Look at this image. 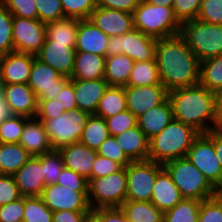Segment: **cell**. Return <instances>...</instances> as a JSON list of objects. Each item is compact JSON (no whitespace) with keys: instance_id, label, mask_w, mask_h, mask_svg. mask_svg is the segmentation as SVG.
Here are the masks:
<instances>
[{"instance_id":"obj_4","label":"cell","mask_w":222,"mask_h":222,"mask_svg":"<svg viewBox=\"0 0 222 222\" xmlns=\"http://www.w3.org/2000/svg\"><path fill=\"white\" fill-rule=\"evenodd\" d=\"M163 168L179 188L183 198L203 201L219 193L186 157L168 161L163 164Z\"/></svg>"},{"instance_id":"obj_39","label":"cell","mask_w":222,"mask_h":222,"mask_svg":"<svg viewBox=\"0 0 222 222\" xmlns=\"http://www.w3.org/2000/svg\"><path fill=\"white\" fill-rule=\"evenodd\" d=\"M41 168H43L46 186L56 184L64 168L63 160L58 150H52L41 155Z\"/></svg>"},{"instance_id":"obj_10","label":"cell","mask_w":222,"mask_h":222,"mask_svg":"<svg viewBox=\"0 0 222 222\" xmlns=\"http://www.w3.org/2000/svg\"><path fill=\"white\" fill-rule=\"evenodd\" d=\"M163 165L151 160L131 161L126 166L127 193L125 200L150 202L157 174Z\"/></svg>"},{"instance_id":"obj_58","label":"cell","mask_w":222,"mask_h":222,"mask_svg":"<svg viewBox=\"0 0 222 222\" xmlns=\"http://www.w3.org/2000/svg\"><path fill=\"white\" fill-rule=\"evenodd\" d=\"M57 96L59 104L64 107L65 111L77 109L73 79H70Z\"/></svg>"},{"instance_id":"obj_13","label":"cell","mask_w":222,"mask_h":222,"mask_svg":"<svg viewBox=\"0 0 222 222\" xmlns=\"http://www.w3.org/2000/svg\"><path fill=\"white\" fill-rule=\"evenodd\" d=\"M12 39L14 51L36 55L46 39V24L38 19L13 16Z\"/></svg>"},{"instance_id":"obj_63","label":"cell","mask_w":222,"mask_h":222,"mask_svg":"<svg viewBox=\"0 0 222 222\" xmlns=\"http://www.w3.org/2000/svg\"><path fill=\"white\" fill-rule=\"evenodd\" d=\"M219 128L222 130V119L220 120V126Z\"/></svg>"},{"instance_id":"obj_45","label":"cell","mask_w":222,"mask_h":222,"mask_svg":"<svg viewBox=\"0 0 222 222\" xmlns=\"http://www.w3.org/2000/svg\"><path fill=\"white\" fill-rule=\"evenodd\" d=\"M105 121L109 135L114 137L137 126V117H135L129 110L119 112L113 117L106 118Z\"/></svg>"},{"instance_id":"obj_44","label":"cell","mask_w":222,"mask_h":222,"mask_svg":"<svg viewBox=\"0 0 222 222\" xmlns=\"http://www.w3.org/2000/svg\"><path fill=\"white\" fill-rule=\"evenodd\" d=\"M198 222H222V192L201 201Z\"/></svg>"},{"instance_id":"obj_6","label":"cell","mask_w":222,"mask_h":222,"mask_svg":"<svg viewBox=\"0 0 222 222\" xmlns=\"http://www.w3.org/2000/svg\"><path fill=\"white\" fill-rule=\"evenodd\" d=\"M199 62L222 54V25L187 20L180 33Z\"/></svg>"},{"instance_id":"obj_27","label":"cell","mask_w":222,"mask_h":222,"mask_svg":"<svg viewBox=\"0 0 222 222\" xmlns=\"http://www.w3.org/2000/svg\"><path fill=\"white\" fill-rule=\"evenodd\" d=\"M117 143L131 161H146L149 156V139L135 126L115 136Z\"/></svg>"},{"instance_id":"obj_24","label":"cell","mask_w":222,"mask_h":222,"mask_svg":"<svg viewBox=\"0 0 222 222\" xmlns=\"http://www.w3.org/2000/svg\"><path fill=\"white\" fill-rule=\"evenodd\" d=\"M19 144L32 156L43 155L54 150L43 122L36 117L26 120Z\"/></svg>"},{"instance_id":"obj_28","label":"cell","mask_w":222,"mask_h":222,"mask_svg":"<svg viewBox=\"0 0 222 222\" xmlns=\"http://www.w3.org/2000/svg\"><path fill=\"white\" fill-rule=\"evenodd\" d=\"M106 57L89 53L76 52L74 69L70 79L95 80L104 78Z\"/></svg>"},{"instance_id":"obj_14","label":"cell","mask_w":222,"mask_h":222,"mask_svg":"<svg viewBox=\"0 0 222 222\" xmlns=\"http://www.w3.org/2000/svg\"><path fill=\"white\" fill-rule=\"evenodd\" d=\"M52 211H91L88 203V188H68L53 184L46 186L40 196Z\"/></svg>"},{"instance_id":"obj_56","label":"cell","mask_w":222,"mask_h":222,"mask_svg":"<svg viewBox=\"0 0 222 222\" xmlns=\"http://www.w3.org/2000/svg\"><path fill=\"white\" fill-rule=\"evenodd\" d=\"M140 2L141 0H96V6L133 13Z\"/></svg>"},{"instance_id":"obj_20","label":"cell","mask_w":222,"mask_h":222,"mask_svg":"<svg viewBox=\"0 0 222 222\" xmlns=\"http://www.w3.org/2000/svg\"><path fill=\"white\" fill-rule=\"evenodd\" d=\"M75 55V47L55 44L45 39L44 45L36 54V58L48 64L63 76L71 77L74 69Z\"/></svg>"},{"instance_id":"obj_5","label":"cell","mask_w":222,"mask_h":222,"mask_svg":"<svg viewBox=\"0 0 222 222\" xmlns=\"http://www.w3.org/2000/svg\"><path fill=\"white\" fill-rule=\"evenodd\" d=\"M133 14L134 28L155 39L181 33V23L172 7L158 6L141 0Z\"/></svg>"},{"instance_id":"obj_64","label":"cell","mask_w":222,"mask_h":222,"mask_svg":"<svg viewBox=\"0 0 222 222\" xmlns=\"http://www.w3.org/2000/svg\"><path fill=\"white\" fill-rule=\"evenodd\" d=\"M13 222H25L24 220H18V221H13Z\"/></svg>"},{"instance_id":"obj_35","label":"cell","mask_w":222,"mask_h":222,"mask_svg":"<svg viewBox=\"0 0 222 222\" xmlns=\"http://www.w3.org/2000/svg\"><path fill=\"white\" fill-rule=\"evenodd\" d=\"M109 137L107 124L104 118L91 114L87 121L80 139V143L97 150Z\"/></svg>"},{"instance_id":"obj_41","label":"cell","mask_w":222,"mask_h":222,"mask_svg":"<svg viewBox=\"0 0 222 222\" xmlns=\"http://www.w3.org/2000/svg\"><path fill=\"white\" fill-rule=\"evenodd\" d=\"M12 22L13 15L0 3V56L14 51Z\"/></svg>"},{"instance_id":"obj_36","label":"cell","mask_w":222,"mask_h":222,"mask_svg":"<svg viewBox=\"0 0 222 222\" xmlns=\"http://www.w3.org/2000/svg\"><path fill=\"white\" fill-rule=\"evenodd\" d=\"M162 84L157 68L156 60H148L142 62H134L128 80V86H146Z\"/></svg>"},{"instance_id":"obj_34","label":"cell","mask_w":222,"mask_h":222,"mask_svg":"<svg viewBox=\"0 0 222 222\" xmlns=\"http://www.w3.org/2000/svg\"><path fill=\"white\" fill-rule=\"evenodd\" d=\"M199 84L214 93L222 89V54L200 62Z\"/></svg>"},{"instance_id":"obj_8","label":"cell","mask_w":222,"mask_h":222,"mask_svg":"<svg viewBox=\"0 0 222 222\" xmlns=\"http://www.w3.org/2000/svg\"><path fill=\"white\" fill-rule=\"evenodd\" d=\"M90 114L74 109L66 111L52 119H39L43 122L45 131L54 150L80 141L83 129Z\"/></svg>"},{"instance_id":"obj_61","label":"cell","mask_w":222,"mask_h":222,"mask_svg":"<svg viewBox=\"0 0 222 222\" xmlns=\"http://www.w3.org/2000/svg\"><path fill=\"white\" fill-rule=\"evenodd\" d=\"M147 3L158 5V6H167L173 7L174 0H144Z\"/></svg>"},{"instance_id":"obj_46","label":"cell","mask_w":222,"mask_h":222,"mask_svg":"<svg viewBox=\"0 0 222 222\" xmlns=\"http://www.w3.org/2000/svg\"><path fill=\"white\" fill-rule=\"evenodd\" d=\"M0 3L16 17L38 19L34 0H0Z\"/></svg>"},{"instance_id":"obj_9","label":"cell","mask_w":222,"mask_h":222,"mask_svg":"<svg viewBox=\"0 0 222 222\" xmlns=\"http://www.w3.org/2000/svg\"><path fill=\"white\" fill-rule=\"evenodd\" d=\"M186 158L203 173L219 192H222V168L212 143V130L200 133L194 139Z\"/></svg>"},{"instance_id":"obj_57","label":"cell","mask_w":222,"mask_h":222,"mask_svg":"<svg viewBox=\"0 0 222 222\" xmlns=\"http://www.w3.org/2000/svg\"><path fill=\"white\" fill-rule=\"evenodd\" d=\"M91 211L61 210L53 212L52 222H89Z\"/></svg>"},{"instance_id":"obj_42","label":"cell","mask_w":222,"mask_h":222,"mask_svg":"<svg viewBox=\"0 0 222 222\" xmlns=\"http://www.w3.org/2000/svg\"><path fill=\"white\" fill-rule=\"evenodd\" d=\"M65 17L88 19L96 8V0H61Z\"/></svg>"},{"instance_id":"obj_16","label":"cell","mask_w":222,"mask_h":222,"mask_svg":"<svg viewBox=\"0 0 222 222\" xmlns=\"http://www.w3.org/2000/svg\"><path fill=\"white\" fill-rule=\"evenodd\" d=\"M109 37L123 35L134 29L133 14L104 7H97L88 18Z\"/></svg>"},{"instance_id":"obj_40","label":"cell","mask_w":222,"mask_h":222,"mask_svg":"<svg viewBox=\"0 0 222 222\" xmlns=\"http://www.w3.org/2000/svg\"><path fill=\"white\" fill-rule=\"evenodd\" d=\"M28 117L13 115L0 124V143H19Z\"/></svg>"},{"instance_id":"obj_25","label":"cell","mask_w":222,"mask_h":222,"mask_svg":"<svg viewBox=\"0 0 222 222\" xmlns=\"http://www.w3.org/2000/svg\"><path fill=\"white\" fill-rule=\"evenodd\" d=\"M182 199L179 188L163 168L157 174L150 202L164 213L176 206Z\"/></svg>"},{"instance_id":"obj_50","label":"cell","mask_w":222,"mask_h":222,"mask_svg":"<svg viewBox=\"0 0 222 222\" xmlns=\"http://www.w3.org/2000/svg\"><path fill=\"white\" fill-rule=\"evenodd\" d=\"M21 197L22 195L19 192L13 175L0 174V206L13 202Z\"/></svg>"},{"instance_id":"obj_18","label":"cell","mask_w":222,"mask_h":222,"mask_svg":"<svg viewBox=\"0 0 222 222\" xmlns=\"http://www.w3.org/2000/svg\"><path fill=\"white\" fill-rule=\"evenodd\" d=\"M0 91L13 115L33 118L37 113V97L28 84H0Z\"/></svg>"},{"instance_id":"obj_15","label":"cell","mask_w":222,"mask_h":222,"mask_svg":"<svg viewBox=\"0 0 222 222\" xmlns=\"http://www.w3.org/2000/svg\"><path fill=\"white\" fill-rule=\"evenodd\" d=\"M125 94L127 110L137 118L168 98V91L163 84L125 86Z\"/></svg>"},{"instance_id":"obj_43","label":"cell","mask_w":222,"mask_h":222,"mask_svg":"<svg viewBox=\"0 0 222 222\" xmlns=\"http://www.w3.org/2000/svg\"><path fill=\"white\" fill-rule=\"evenodd\" d=\"M34 2L38 11V20L43 24L66 18L61 0H34Z\"/></svg>"},{"instance_id":"obj_26","label":"cell","mask_w":222,"mask_h":222,"mask_svg":"<svg viewBox=\"0 0 222 222\" xmlns=\"http://www.w3.org/2000/svg\"><path fill=\"white\" fill-rule=\"evenodd\" d=\"M174 119L172 106L167 98L162 104L146 111L137 118V126L148 139L159 134Z\"/></svg>"},{"instance_id":"obj_3","label":"cell","mask_w":222,"mask_h":222,"mask_svg":"<svg viewBox=\"0 0 222 222\" xmlns=\"http://www.w3.org/2000/svg\"><path fill=\"white\" fill-rule=\"evenodd\" d=\"M200 133L192 126L173 119L159 134L149 139L148 160L159 164L185 158Z\"/></svg>"},{"instance_id":"obj_48","label":"cell","mask_w":222,"mask_h":222,"mask_svg":"<svg viewBox=\"0 0 222 222\" xmlns=\"http://www.w3.org/2000/svg\"><path fill=\"white\" fill-rule=\"evenodd\" d=\"M97 154L112 159L113 161L120 163L123 167H126L131 162L117 143L116 138L111 135H109V137L97 149Z\"/></svg>"},{"instance_id":"obj_62","label":"cell","mask_w":222,"mask_h":222,"mask_svg":"<svg viewBox=\"0 0 222 222\" xmlns=\"http://www.w3.org/2000/svg\"><path fill=\"white\" fill-rule=\"evenodd\" d=\"M216 99H217V111L220 120L222 119V89L216 93Z\"/></svg>"},{"instance_id":"obj_19","label":"cell","mask_w":222,"mask_h":222,"mask_svg":"<svg viewBox=\"0 0 222 222\" xmlns=\"http://www.w3.org/2000/svg\"><path fill=\"white\" fill-rule=\"evenodd\" d=\"M19 192L23 197H39L46 187L41 155L30 159L13 175Z\"/></svg>"},{"instance_id":"obj_21","label":"cell","mask_w":222,"mask_h":222,"mask_svg":"<svg viewBox=\"0 0 222 222\" xmlns=\"http://www.w3.org/2000/svg\"><path fill=\"white\" fill-rule=\"evenodd\" d=\"M58 152L62 157L64 167L82 175L87 180L91 179L93 163L98 155L97 150L77 142L59 148Z\"/></svg>"},{"instance_id":"obj_55","label":"cell","mask_w":222,"mask_h":222,"mask_svg":"<svg viewBox=\"0 0 222 222\" xmlns=\"http://www.w3.org/2000/svg\"><path fill=\"white\" fill-rule=\"evenodd\" d=\"M68 188H88V180L73 170L64 167L56 182Z\"/></svg>"},{"instance_id":"obj_31","label":"cell","mask_w":222,"mask_h":222,"mask_svg":"<svg viewBox=\"0 0 222 222\" xmlns=\"http://www.w3.org/2000/svg\"><path fill=\"white\" fill-rule=\"evenodd\" d=\"M31 156L19 143H0V174L14 175Z\"/></svg>"},{"instance_id":"obj_22","label":"cell","mask_w":222,"mask_h":222,"mask_svg":"<svg viewBox=\"0 0 222 222\" xmlns=\"http://www.w3.org/2000/svg\"><path fill=\"white\" fill-rule=\"evenodd\" d=\"M77 109L95 114L99 101L109 84L104 78L95 80L73 79Z\"/></svg>"},{"instance_id":"obj_23","label":"cell","mask_w":222,"mask_h":222,"mask_svg":"<svg viewBox=\"0 0 222 222\" xmlns=\"http://www.w3.org/2000/svg\"><path fill=\"white\" fill-rule=\"evenodd\" d=\"M109 38L89 19H79L75 50L106 57Z\"/></svg>"},{"instance_id":"obj_33","label":"cell","mask_w":222,"mask_h":222,"mask_svg":"<svg viewBox=\"0 0 222 222\" xmlns=\"http://www.w3.org/2000/svg\"><path fill=\"white\" fill-rule=\"evenodd\" d=\"M127 110L125 87L108 86L99 101L95 115L104 119Z\"/></svg>"},{"instance_id":"obj_53","label":"cell","mask_w":222,"mask_h":222,"mask_svg":"<svg viewBox=\"0 0 222 222\" xmlns=\"http://www.w3.org/2000/svg\"><path fill=\"white\" fill-rule=\"evenodd\" d=\"M24 197L0 206V222L23 220Z\"/></svg>"},{"instance_id":"obj_32","label":"cell","mask_w":222,"mask_h":222,"mask_svg":"<svg viewBox=\"0 0 222 222\" xmlns=\"http://www.w3.org/2000/svg\"><path fill=\"white\" fill-rule=\"evenodd\" d=\"M120 209L129 222H163L164 213L151 202L125 200Z\"/></svg>"},{"instance_id":"obj_37","label":"cell","mask_w":222,"mask_h":222,"mask_svg":"<svg viewBox=\"0 0 222 222\" xmlns=\"http://www.w3.org/2000/svg\"><path fill=\"white\" fill-rule=\"evenodd\" d=\"M200 200L183 198L176 206L164 212L163 222H198Z\"/></svg>"},{"instance_id":"obj_7","label":"cell","mask_w":222,"mask_h":222,"mask_svg":"<svg viewBox=\"0 0 222 222\" xmlns=\"http://www.w3.org/2000/svg\"><path fill=\"white\" fill-rule=\"evenodd\" d=\"M127 193L126 167L121 171L88 180V203L92 209L120 207Z\"/></svg>"},{"instance_id":"obj_17","label":"cell","mask_w":222,"mask_h":222,"mask_svg":"<svg viewBox=\"0 0 222 222\" xmlns=\"http://www.w3.org/2000/svg\"><path fill=\"white\" fill-rule=\"evenodd\" d=\"M35 57L16 51L0 56V84H27Z\"/></svg>"},{"instance_id":"obj_12","label":"cell","mask_w":222,"mask_h":222,"mask_svg":"<svg viewBox=\"0 0 222 222\" xmlns=\"http://www.w3.org/2000/svg\"><path fill=\"white\" fill-rule=\"evenodd\" d=\"M69 81L70 77L63 76L35 57L27 84L35 93L37 101L57 100V95Z\"/></svg>"},{"instance_id":"obj_1","label":"cell","mask_w":222,"mask_h":222,"mask_svg":"<svg viewBox=\"0 0 222 222\" xmlns=\"http://www.w3.org/2000/svg\"><path fill=\"white\" fill-rule=\"evenodd\" d=\"M155 59L161 83L168 92L199 84L200 62L181 34L157 39Z\"/></svg>"},{"instance_id":"obj_38","label":"cell","mask_w":222,"mask_h":222,"mask_svg":"<svg viewBox=\"0 0 222 222\" xmlns=\"http://www.w3.org/2000/svg\"><path fill=\"white\" fill-rule=\"evenodd\" d=\"M53 212L39 197H24L23 220L25 222H52Z\"/></svg>"},{"instance_id":"obj_52","label":"cell","mask_w":222,"mask_h":222,"mask_svg":"<svg viewBox=\"0 0 222 222\" xmlns=\"http://www.w3.org/2000/svg\"><path fill=\"white\" fill-rule=\"evenodd\" d=\"M123 168L124 167L120 163L113 161L112 159L97 155L93 163L91 178L104 177L109 174L119 172Z\"/></svg>"},{"instance_id":"obj_30","label":"cell","mask_w":222,"mask_h":222,"mask_svg":"<svg viewBox=\"0 0 222 222\" xmlns=\"http://www.w3.org/2000/svg\"><path fill=\"white\" fill-rule=\"evenodd\" d=\"M79 19L63 18L46 24V39L55 44L76 46Z\"/></svg>"},{"instance_id":"obj_47","label":"cell","mask_w":222,"mask_h":222,"mask_svg":"<svg viewBox=\"0 0 222 222\" xmlns=\"http://www.w3.org/2000/svg\"><path fill=\"white\" fill-rule=\"evenodd\" d=\"M197 20L222 25V0H201Z\"/></svg>"},{"instance_id":"obj_54","label":"cell","mask_w":222,"mask_h":222,"mask_svg":"<svg viewBox=\"0 0 222 222\" xmlns=\"http://www.w3.org/2000/svg\"><path fill=\"white\" fill-rule=\"evenodd\" d=\"M66 112L64 107L59 104L58 100H38L37 119H52Z\"/></svg>"},{"instance_id":"obj_49","label":"cell","mask_w":222,"mask_h":222,"mask_svg":"<svg viewBox=\"0 0 222 222\" xmlns=\"http://www.w3.org/2000/svg\"><path fill=\"white\" fill-rule=\"evenodd\" d=\"M201 0H174L173 11L175 17L182 24L187 20L197 19Z\"/></svg>"},{"instance_id":"obj_59","label":"cell","mask_w":222,"mask_h":222,"mask_svg":"<svg viewBox=\"0 0 222 222\" xmlns=\"http://www.w3.org/2000/svg\"><path fill=\"white\" fill-rule=\"evenodd\" d=\"M212 143L222 168V130L220 128L212 130Z\"/></svg>"},{"instance_id":"obj_60","label":"cell","mask_w":222,"mask_h":222,"mask_svg":"<svg viewBox=\"0 0 222 222\" xmlns=\"http://www.w3.org/2000/svg\"><path fill=\"white\" fill-rule=\"evenodd\" d=\"M13 116L9 105L7 104L3 94L0 92V124Z\"/></svg>"},{"instance_id":"obj_2","label":"cell","mask_w":222,"mask_h":222,"mask_svg":"<svg viewBox=\"0 0 222 222\" xmlns=\"http://www.w3.org/2000/svg\"><path fill=\"white\" fill-rule=\"evenodd\" d=\"M175 120L192 126L199 133L218 129L216 93L198 84L168 92Z\"/></svg>"},{"instance_id":"obj_11","label":"cell","mask_w":222,"mask_h":222,"mask_svg":"<svg viewBox=\"0 0 222 222\" xmlns=\"http://www.w3.org/2000/svg\"><path fill=\"white\" fill-rule=\"evenodd\" d=\"M157 39L143 34L138 29H133L119 36H111L107 45L106 57L126 54L134 62H144L155 59Z\"/></svg>"},{"instance_id":"obj_51","label":"cell","mask_w":222,"mask_h":222,"mask_svg":"<svg viewBox=\"0 0 222 222\" xmlns=\"http://www.w3.org/2000/svg\"><path fill=\"white\" fill-rule=\"evenodd\" d=\"M89 222H129L120 207L96 208L90 212Z\"/></svg>"},{"instance_id":"obj_29","label":"cell","mask_w":222,"mask_h":222,"mask_svg":"<svg viewBox=\"0 0 222 222\" xmlns=\"http://www.w3.org/2000/svg\"><path fill=\"white\" fill-rule=\"evenodd\" d=\"M134 60L126 54L106 57L104 79L109 86H128Z\"/></svg>"}]
</instances>
